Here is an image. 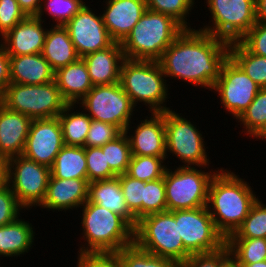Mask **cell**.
<instances>
[{"instance_id": "6da1fadb", "label": "cell", "mask_w": 266, "mask_h": 267, "mask_svg": "<svg viewBox=\"0 0 266 267\" xmlns=\"http://www.w3.org/2000/svg\"><path fill=\"white\" fill-rule=\"evenodd\" d=\"M230 43L205 31L184 29L158 60L165 77L212 90Z\"/></svg>"}, {"instance_id": "7a4b0ae2", "label": "cell", "mask_w": 266, "mask_h": 267, "mask_svg": "<svg viewBox=\"0 0 266 267\" xmlns=\"http://www.w3.org/2000/svg\"><path fill=\"white\" fill-rule=\"evenodd\" d=\"M218 170L210 182L206 207L217 230L227 239L241 226L258 197L238 175Z\"/></svg>"}, {"instance_id": "3957f363", "label": "cell", "mask_w": 266, "mask_h": 267, "mask_svg": "<svg viewBox=\"0 0 266 267\" xmlns=\"http://www.w3.org/2000/svg\"><path fill=\"white\" fill-rule=\"evenodd\" d=\"M81 208L82 237L87 243L80 247L79 254L118 252L134 244V228L123 217L88 201Z\"/></svg>"}, {"instance_id": "277c9868", "label": "cell", "mask_w": 266, "mask_h": 267, "mask_svg": "<svg viewBox=\"0 0 266 267\" xmlns=\"http://www.w3.org/2000/svg\"><path fill=\"white\" fill-rule=\"evenodd\" d=\"M183 30L172 17L146 9L121 43L124 57L158 61Z\"/></svg>"}, {"instance_id": "5b68a950", "label": "cell", "mask_w": 266, "mask_h": 267, "mask_svg": "<svg viewBox=\"0 0 266 267\" xmlns=\"http://www.w3.org/2000/svg\"><path fill=\"white\" fill-rule=\"evenodd\" d=\"M158 61L124 59L120 69V84L136 107L143 102L150 112L169 110L165 102L168 84ZM167 84V85H166Z\"/></svg>"}, {"instance_id": "8992f818", "label": "cell", "mask_w": 266, "mask_h": 267, "mask_svg": "<svg viewBox=\"0 0 266 267\" xmlns=\"http://www.w3.org/2000/svg\"><path fill=\"white\" fill-rule=\"evenodd\" d=\"M134 243L144 251L183 265L191 255L179 237L178 222L170 211L142 217L134 229Z\"/></svg>"}, {"instance_id": "52a82bcc", "label": "cell", "mask_w": 266, "mask_h": 267, "mask_svg": "<svg viewBox=\"0 0 266 267\" xmlns=\"http://www.w3.org/2000/svg\"><path fill=\"white\" fill-rule=\"evenodd\" d=\"M0 103L32 120L58 117L68 104L55 80L38 85L10 83L0 96Z\"/></svg>"}, {"instance_id": "ba28073f", "label": "cell", "mask_w": 266, "mask_h": 267, "mask_svg": "<svg viewBox=\"0 0 266 267\" xmlns=\"http://www.w3.org/2000/svg\"><path fill=\"white\" fill-rule=\"evenodd\" d=\"M197 169L180 165L174 171L166 168L164 184L167 211L190 210L207 205L210 182L218 170L208 173Z\"/></svg>"}, {"instance_id": "9c48e42d", "label": "cell", "mask_w": 266, "mask_h": 267, "mask_svg": "<svg viewBox=\"0 0 266 267\" xmlns=\"http://www.w3.org/2000/svg\"><path fill=\"white\" fill-rule=\"evenodd\" d=\"M51 168L18 155L5 162V182L26 209L40 206L45 198Z\"/></svg>"}, {"instance_id": "30bf717a", "label": "cell", "mask_w": 266, "mask_h": 267, "mask_svg": "<svg viewBox=\"0 0 266 267\" xmlns=\"http://www.w3.org/2000/svg\"><path fill=\"white\" fill-rule=\"evenodd\" d=\"M77 104L88 112L87 115L92 120L115 125L122 132L129 133L135 106L120 82L93 86Z\"/></svg>"}, {"instance_id": "8fae6325", "label": "cell", "mask_w": 266, "mask_h": 267, "mask_svg": "<svg viewBox=\"0 0 266 267\" xmlns=\"http://www.w3.org/2000/svg\"><path fill=\"white\" fill-rule=\"evenodd\" d=\"M166 155L168 152L184 163L182 166L209 167V158L201 131L172 109L164 111ZM175 154V155H174Z\"/></svg>"}, {"instance_id": "7c38bea8", "label": "cell", "mask_w": 266, "mask_h": 267, "mask_svg": "<svg viewBox=\"0 0 266 267\" xmlns=\"http://www.w3.org/2000/svg\"><path fill=\"white\" fill-rule=\"evenodd\" d=\"M211 26L200 30L224 39L239 41L256 23L255 0H206Z\"/></svg>"}, {"instance_id": "4fadbf2b", "label": "cell", "mask_w": 266, "mask_h": 267, "mask_svg": "<svg viewBox=\"0 0 266 267\" xmlns=\"http://www.w3.org/2000/svg\"><path fill=\"white\" fill-rule=\"evenodd\" d=\"M170 212L178 222L179 237L190 254L215 252L226 245L206 206Z\"/></svg>"}, {"instance_id": "5bb4252c", "label": "cell", "mask_w": 266, "mask_h": 267, "mask_svg": "<svg viewBox=\"0 0 266 267\" xmlns=\"http://www.w3.org/2000/svg\"><path fill=\"white\" fill-rule=\"evenodd\" d=\"M260 89L230 56L222 64L212 88L220 96L225 110L236 119L249 107Z\"/></svg>"}, {"instance_id": "9a60e30c", "label": "cell", "mask_w": 266, "mask_h": 267, "mask_svg": "<svg viewBox=\"0 0 266 267\" xmlns=\"http://www.w3.org/2000/svg\"><path fill=\"white\" fill-rule=\"evenodd\" d=\"M64 27L80 58L106 49L114 43L106 29L102 15H96L86 3Z\"/></svg>"}, {"instance_id": "2e32d148", "label": "cell", "mask_w": 266, "mask_h": 267, "mask_svg": "<svg viewBox=\"0 0 266 267\" xmlns=\"http://www.w3.org/2000/svg\"><path fill=\"white\" fill-rule=\"evenodd\" d=\"M64 145L58 117L34 119L30 125L22 155L51 168Z\"/></svg>"}, {"instance_id": "e0dca14e", "label": "cell", "mask_w": 266, "mask_h": 267, "mask_svg": "<svg viewBox=\"0 0 266 267\" xmlns=\"http://www.w3.org/2000/svg\"><path fill=\"white\" fill-rule=\"evenodd\" d=\"M43 22L36 16H27L2 36L0 43L7 54L19 56L41 53L48 31L47 28L44 29Z\"/></svg>"}, {"instance_id": "ac0fdd59", "label": "cell", "mask_w": 266, "mask_h": 267, "mask_svg": "<svg viewBox=\"0 0 266 267\" xmlns=\"http://www.w3.org/2000/svg\"><path fill=\"white\" fill-rule=\"evenodd\" d=\"M103 22L112 40L122 43L145 12L146 0H106Z\"/></svg>"}, {"instance_id": "d6986e66", "label": "cell", "mask_w": 266, "mask_h": 267, "mask_svg": "<svg viewBox=\"0 0 266 267\" xmlns=\"http://www.w3.org/2000/svg\"><path fill=\"white\" fill-rule=\"evenodd\" d=\"M140 120L133 134L127 137L131 155L167 157L164 112H151V116Z\"/></svg>"}, {"instance_id": "ffe728a7", "label": "cell", "mask_w": 266, "mask_h": 267, "mask_svg": "<svg viewBox=\"0 0 266 267\" xmlns=\"http://www.w3.org/2000/svg\"><path fill=\"white\" fill-rule=\"evenodd\" d=\"M32 119L7 109L0 103V158L22 155Z\"/></svg>"}, {"instance_id": "44dd1931", "label": "cell", "mask_w": 266, "mask_h": 267, "mask_svg": "<svg viewBox=\"0 0 266 267\" xmlns=\"http://www.w3.org/2000/svg\"><path fill=\"white\" fill-rule=\"evenodd\" d=\"M87 179H59L50 176L44 200L39 207L66 211L81 207L88 199Z\"/></svg>"}, {"instance_id": "7402d4cb", "label": "cell", "mask_w": 266, "mask_h": 267, "mask_svg": "<svg viewBox=\"0 0 266 267\" xmlns=\"http://www.w3.org/2000/svg\"><path fill=\"white\" fill-rule=\"evenodd\" d=\"M93 86L120 82V69L125 59L121 43L87 54L82 58Z\"/></svg>"}, {"instance_id": "603a6c76", "label": "cell", "mask_w": 266, "mask_h": 267, "mask_svg": "<svg viewBox=\"0 0 266 267\" xmlns=\"http://www.w3.org/2000/svg\"><path fill=\"white\" fill-rule=\"evenodd\" d=\"M88 202L98 204L123 217L134 229L135 216L129 211L120 185V175L88 184Z\"/></svg>"}, {"instance_id": "cb8c5ba5", "label": "cell", "mask_w": 266, "mask_h": 267, "mask_svg": "<svg viewBox=\"0 0 266 267\" xmlns=\"http://www.w3.org/2000/svg\"><path fill=\"white\" fill-rule=\"evenodd\" d=\"M10 80L15 84H44L55 80V71L41 53L10 56Z\"/></svg>"}, {"instance_id": "d4e9b609", "label": "cell", "mask_w": 266, "mask_h": 267, "mask_svg": "<svg viewBox=\"0 0 266 267\" xmlns=\"http://www.w3.org/2000/svg\"><path fill=\"white\" fill-rule=\"evenodd\" d=\"M55 82L68 104H77L93 88L82 58L58 69L55 72Z\"/></svg>"}, {"instance_id": "484cf974", "label": "cell", "mask_w": 266, "mask_h": 267, "mask_svg": "<svg viewBox=\"0 0 266 267\" xmlns=\"http://www.w3.org/2000/svg\"><path fill=\"white\" fill-rule=\"evenodd\" d=\"M41 54L55 72L80 58L67 29L60 25L48 29Z\"/></svg>"}, {"instance_id": "4316f807", "label": "cell", "mask_w": 266, "mask_h": 267, "mask_svg": "<svg viewBox=\"0 0 266 267\" xmlns=\"http://www.w3.org/2000/svg\"><path fill=\"white\" fill-rule=\"evenodd\" d=\"M33 225L24 219L0 227V257H18L28 253L34 243Z\"/></svg>"}, {"instance_id": "83f0119b", "label": "cell", "mask_w": 266, "mask_h": 267, "mask_svg": "<svg viewBox=\"0 0 266 267\" xmlns=\"http://www.w3.org/2000/svg\"><path fill=\"white\" fill-rule=\"evenodd\" d=\"M51 176L59 179H87L85 147L64 145L51 167Z\"/></svg>"}, {"instance_id": "f1b7e54d", "label": "cell", "mask_w": 266, "mask_h": 267, "mask_svg": "<svg viewBox=\"0 0 266 267\" xmlns=\"http://www.w3.org/2000/svg\"><path fill=\"white\" fill-rule=\"evenodd\" d=\"M76 106V104H67L58 115L63 141L65 145L85 147V141L92 119L83 110L81 112L80 110L74 111Z\"/></svg>"}, {"instance_id": "f546056e", "label": "cell", "mask_w": 266, "mask_h": 267, "mask_svg": "<svg viewBox=\"0 0 266 267\" xmlns=\"http://www.w3.org/2000/svg\"><path fill=\"white\" fill-rule=\"evenodd\" d=\"M229 56L261 88H266V57L251 53L240 41L230 43Z\"/></svg>"}, {"instance_id": "4dcf8cb0", "label": "cell", "mask_w": 266, "mask_h": 267, "mask_svg": "<svg viewBox=\"0 0 266 267\" xmlns=\"http://www.w3.org/2000/svg\"><path fill=\"white\" fill-rule=\"evenodd\" d=\"M226 245L238 264H252L266 260L264 238H227Z\"/></svg>"}, {"instance_id": "1f68e13d", "label": "cell", "mask_w": 266, "mask_h": 267, "mask_svg": "<svg viewBox=\"0 0 266 267\" xmlns=\"http://www.w3.org/2000/svg\"><path fill=\"white\" fill-rule=\"evenodd\" d=\"M244 133L257 137L266 128V88H261L249 107L237 119Z\"/></svg>"}, {"instance_id": "d6a6232c", "label": "cell", "mask_w": 266, "mask_h": 267, "mask_svg": "<svg viewBox=\"0 0 266 267\" xmlns=\"http://www.w3.org/2000/svg\"><path fill=\"white\" fill-rule=\"evenodd\" d=\"M117 253L123 267H182L178 262L144 251L135 243Z\"/></svg>"}, {"instance_id": "836d02e7", "label": "cell", "mask_w": 266, "mask_h": 267, "mask_svg": "<svg viewBox=\"0 0 266 267\" xmlns=\"http://www.w3.org/2000/svg\"><path fill=\"white\" fill-rule=\"evenodd\" d=\"M166 157L132 155L126 174L131 178L141 181H153L163 178Z\"/></svg>"}, {"instance_id": "e575fe53", "label": "cell", "mask_w": 266, "mask_h": 267, "mask_svg": "<svg viewBox=\"0 0 266 267\" xmlns=\"http://www.w3.org/2000/svg\"><path fill=\"white\" fill-rule=\"evenodd\" d=\"M228 238L266 239V205L262 200L257 199L241 226Z\"/></svg>"}, {"instance_id": "d590c367", "label": "cell", "mask_w": 266, "mask_h": 267, "mask_svg": "<svg viewBox=\"0 0 266 267\" xmlns=\"http://www.w3.org/2000/svg\"><path fill=\"white\" fill-rule=\"evenodd\" d=\"M101 149L106 150L109 167L117 176L127 172L132 155L130 142L125 132L115 140L101 146Z\"/></svg>"}, {"instance_id": "8d00e7d4", "label": "cell", "mask_w": 266, "mask_h": 267, "mask_svg": "<svg viewBox=\"0 0 266 267\" xmlns=\"http://www.w3.org/2000/svg\"><path fill=\"white\" fill-rule=\"evenodd\" d=\"M195 0H146V8L172 17L184 29H191L186 22Z\"/></svg>"}, {"instance_id": "74e56055", "label": "cell", "mask_w": 266, "mask_h": 267, "mask_svg": "<svg viewBox=\"0 0 266 267\" xmlns=\"http://www.w3.org/2000/svg\"><path fill=\"white\" fill-rule=\"evenodd\" d=\"M84 5L83 0H42L36 17L43 20V12L47 11L48 15L52 16V20L56 21L55 25L64 26Z\"/></svg>"}, {"instance_id": "f35d334b", "label": "cell", "mask_w": 266, "mask_h": 267, "mask_svg": "<svg viewBox=\"0 0 266 267\" xmlns=\"http://www.w3.org/2000/svg\"><path fill=\"white\" fill-rule=\"evenodd\" d=\"M167 211L165 184L163 178L144 181V200L142 201V217Z\"/></svg>"}, {"instance_id": "ab89813d", "label": "cell", "mask_w": 266, "mask_h": 267, "mask_svg": "<svg viewBox=\"0 0 266 267\" xmlns=\"http://www.w3.org/2000/svg\"><path fill=\"white\" fill-rule=\"evenodd\" d=\"M88 182L110 179L117 176L109 167L106 150L101 147H85Z\"/></svg>"}, {"instance_id": "60d3db41", "label": "cell", "mask_w": 266, "mask_h": 267, "mask_svg": "<svg viewBox=\"0 0 266 267\" xmlns=\"http://www.w3.org/2000/svg\"><path fill=\"white\" fill-rule=\"evenodd\" d=\"M120 185L129 211L138 221L142 218L144 181L131 178L126 173L120 175Z\"/></svg>"}, {"instance_id": "b9f144b4", "label": "cell", "mask_w": 266, "mask_h": 267, "mask_svg": "<svg viewBox=\"0 0 266 267\" xmlns=\"http://www.w3.org/2000/svg\"><path fill=\"white\" fill-rule=\"evenodd\" d=\"M123 132L115 125L91 120L85 147H101L108 142L115 140Z\"/></svg>"}, {"instance_id": "7bdbcfd3", "label": "cell", "mask_w": 266, "mask_h": 267, "mask_svg": "<svg viewBox=\"0 0 266 267\" xmlns=\"http://www.w3.org/2000/svg\"><path fill=\"white\" fill-rule=\"evenodd\" d=\"M22 209L11 187L5 181L0 184V227L21 217L19 212Z\"/></svg>"}, {"instance_id": "ee69618b", "label": "cell", "mask_w": 266, "mask_h": 267, "mask_svg": "<svg viewBox=\"0 0 266 267\" xmlns=\"http://www.w3.org/2000/svg\"><path fill=\"white\" fill-rule=\"evenodd\" d=\"M26 17L17 0H0V36H4Z\"/></svg>"}, {"instance_id": "f6af8a7d", "label": "cell", "mask_w": 266, "mask_h": 267, "mask_svg": "<svg viewBox=\"0 0 266 267\" xmlns=\"http://www.w3.org/2000/svg\"><path fill=\"white\" fill-rule=\"evenodd\" d=\"M77 258V267H123L117 252H87Z\"/></svg>"}, {"instance_id": "bcb514c9", "label": "cell", "mask_w": 266, "mask_h": 267, "mask_svg": "<svg viewBox=\"0 0 266 267\" xmlns=\"http://www.w3.org/2000/svg\"><path fill=\"white\" fill-rule=\"evenodd\" d=\"M239 41L251 53L266 57V22H256Z\"/></svg>"}, {"instance_id": "7dc6e473", "label": "cell", "mask_w": 266, "mask_h": 267, "mask_svg": "<svg viewBox=\"0 0 266 267\" xmlns=\"http://www.w3.org/2000/svg\"><path fill=\"white\" fill-rule=\"evenodd\" d=\"M229 254L230 250L227 245L215 252L191 254L182 267H219Z\"/></svg>"}, {"instance_id": "c3c4849f", "label": "cell", "mask_w": 266, "mask_h": 267, "mask_svg": "<svg viewBox=\"0 0 266 267\" xmlns=\"http://www.w3.org/2000/svg\"><path fill=\"white\" fill-rule=\"evenodd\" d=\"M10 83V56L0 43V96Z\"/></svg>"}, {"instance_id": "681fc988", "label": "cell", "mask_w": 266, "mask_h": 267, "mask_svg": "<svg viewBox=\"0 0 266 267\" xmlns=\"http://www.w3.org/2000/svg\"><path fill=\"white\" fill-rule=\"evenodd\" d=\"M17 2L26 16H37L42 0H17Z\"/></svg>"}, {"instance_id": "f907efd6", "label": "cell", "mask_w": 266, "mask_h": 267, "mask_svg": "<svg viewBox=\"0 0 266 267\" xmlns=\"http://www.w3.org/2000/svg\"><path fill=\"white\" fill-rule=\"evenodd\" d=\"M256 22H266V0H255Z\"/></svg>"}, {"instance_id": "816d5d0a", "label": "cell", "mask_w": 266, "mask_h": 267, "mask_svg": "<svg viewBox=\"0 0 266 267\" xmlns=\"http://www.w3.org/2000/svg\"><path fill=\"white\" fill-rule=\"evenodd\" d=\"M219 267H240L238 261L229 254L219 265Z\"/></svg>"}, {"instance_id": "f5cc1de1", "label": "cell", "mask_w": 266, "mask_h": 267, "mask_svg": "<svg viewBox=\"0 0 266 267\" xmlns=\"http://www.w3.org/2000/svg\"><path fill=\"white\" fill-rule=\"evenodd\" d=\"M240 267H266V260L255 262L252 264H239Z\"/></svg>"}, {"instance_id": "db71d44e", "label": "cell", "mask_w": 266, "mask_h": 267, "mask_svg": "<svg viewBox=\"0 0 266 267\" xmlns=\"http://www.w3.org/2000/svg\"><path fill=\"white\" fill-rule=\"evenodd\" d=\"M0 177H5V162L0 158Z\"/></svg>"}, {"instance_id": "11a10c76", "label": "cell", "mask_w": 266, "mask_h": 267, "mask_svg": "<svg viewBox=\"0 0 266 267\" xmlns=\"http://www.w3.org/2000/svg\"><path fill=\"white\" fill-rule=\"evenodd\" d=\"M256 138L266 140V128Z\"/></svg>"}, {"instance_id": "9f6ffc18", "label": "cell", "mask_w": 266, "mask_h": 267, "mask_svg": "<svg viewBox=\"0 0 266 267\" xmlns=\"http://www.w3.org/2000/svg\"><path fill=\"white\" fill-rule=\"evenodd\" d=\"M5 181V177H0V184H2Z\"/></svg>"}]
</instances>
